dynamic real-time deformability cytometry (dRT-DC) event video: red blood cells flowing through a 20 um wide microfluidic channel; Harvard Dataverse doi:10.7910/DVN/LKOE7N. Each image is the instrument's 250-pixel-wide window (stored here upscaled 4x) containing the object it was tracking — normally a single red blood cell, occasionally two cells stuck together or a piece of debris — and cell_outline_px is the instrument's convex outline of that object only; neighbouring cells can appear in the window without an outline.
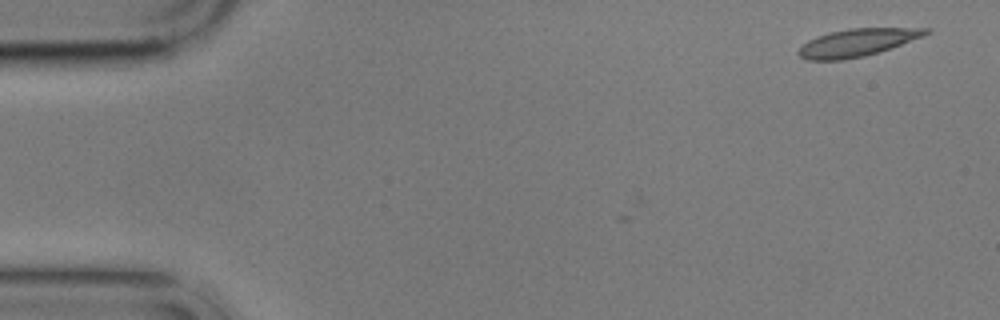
{"species": "common noctule bat (a hibernating species)", "species_latin": "Nyctalus noctula", "temperature_condition": "cold", "stored_images_in_passage": 3, "camera_frame_rate_fps": 3000, "um_per_image_px": 0.085, "animal": {"sex": "male", "body_mass_g": 17.9}, "frame": {"image": 1, "passage_image": 1, "time_ms": 0.0, "image_size_px": [1000, 320], "cell_outline_px": [[932, 32], [924, 36], [880, 52], [864, 56], [840, 60], [808, 60], [800, 56], [796, 52], [808, 40], [816, 36], [828, 32], [848, 28], [932, 28]], "centroid_in_image_um": [72.88, 3.61], "position_along_channel_um": 12.1, "area_um2": 20.58}}